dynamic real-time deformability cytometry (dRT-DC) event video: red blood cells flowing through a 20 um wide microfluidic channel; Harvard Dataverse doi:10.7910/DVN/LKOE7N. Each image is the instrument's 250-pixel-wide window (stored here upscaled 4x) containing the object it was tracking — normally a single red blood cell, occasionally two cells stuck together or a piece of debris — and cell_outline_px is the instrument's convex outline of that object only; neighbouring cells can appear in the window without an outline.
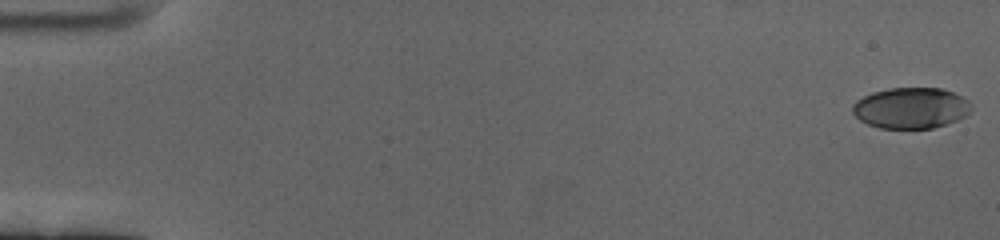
{"species": "human", "species_latin": "Homo sapiens", "temperature_condition": "cold", "stored_images_in_passage": 61, "camera_frame_rate_fps": 3000, "um_per_image_px": 0.085, "donor": {"sex": "female"}, "frame": {"image": 1, "passage_image": 1, "time_ms": 0.0, "image_size_px": [1000, 240], "cell_outline_px": [[972, 108], [964, 116], [956, 120], [932, 128], [880, 128], [868, 124], [860, 120], [852, 112], [852, 104], [856, 100], [872, 92], [888, 88], [940, 88], [952, 92], [968, 100], [972, 104]], "centroid_in_image_um": [77.4, 9.17], "position_along_channel_um": 7.6, "area_um2": 28.21}}
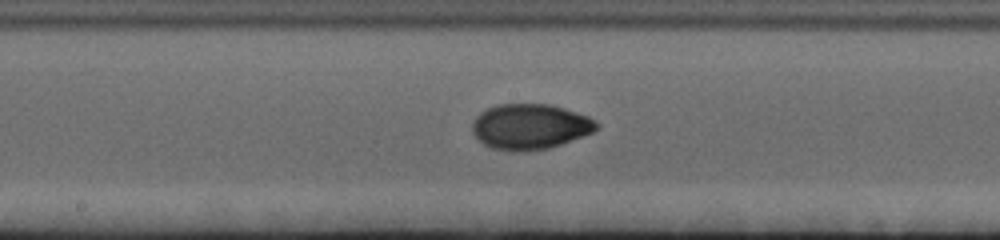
{"frame": {"image": 2, "passage_image": 33, "time_ms": 10.667, "image_size_px": [1000, 240], "cell_outline_px": [[600, 128], [592, 132], [560, 144], [548, 148], [520, 152], [512, 152], [492, 148], [484, 144], [472, 132], [472, 124], [476, 116], [480, 112], [496, 104], [548, 104], [564, 108], [588, 116], [596, 120], [600, 124]], "centroid_in_image_um": [45.05, 10.76], "position_along_channel_um": 203.1, "area_um2": 32.95}}
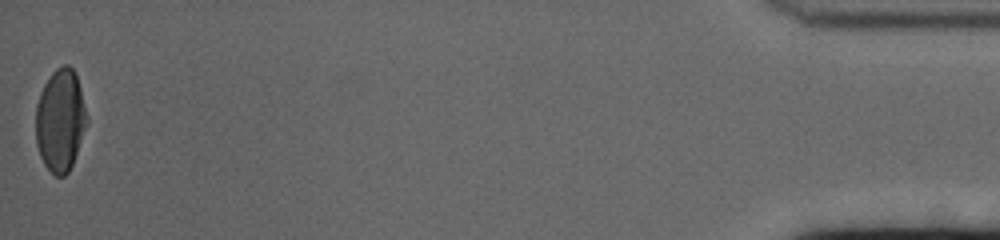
{"frame": {"image": 3, "passage_image": 61, "time_ms": 20.0, "image_size_px": [1000, 240], "cell_outline_px": [[88, 124], [72, 164], [68, 172], [64, 176], [56, 176], [44, 164], [40, 156], [36, 144], [36, 104], [40, 92], [44, 84], [52, 72], [56, 68], [64, 64], [68, 64], [76, 72], [88, 116]], "centroid_in_image_um": [5.14, 10.2], "position_along_channel_um": 430.1, "area_um2": 30.75}, "authors_computed_cell_mechanics": {"area_um2": 30.7496, "velocity_mm_per_s": 3.3714, "shape_relaxation_time_tau1_ms": 4.8766, "shape_relaxation_time_tau2_ms": 1.5191, "deformation_change_tau1": 0.1822, "deformation_change_tau2": 0.0312}}